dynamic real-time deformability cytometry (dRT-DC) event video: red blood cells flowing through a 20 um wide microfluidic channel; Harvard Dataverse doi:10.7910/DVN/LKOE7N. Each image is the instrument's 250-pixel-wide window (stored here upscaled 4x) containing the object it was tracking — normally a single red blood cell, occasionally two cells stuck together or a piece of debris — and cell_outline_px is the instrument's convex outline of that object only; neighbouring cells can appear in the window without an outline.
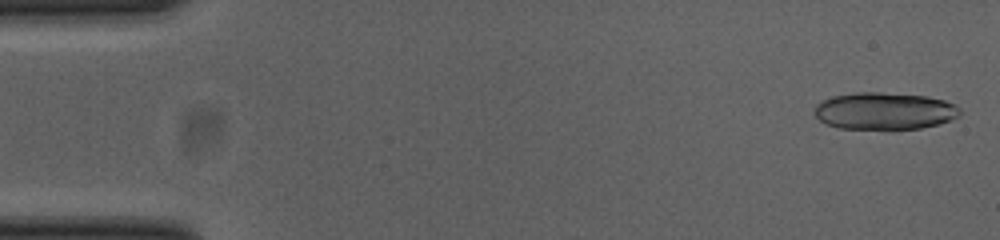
{"species": "common noctule bat (a hibernating species)", "species_latin": "Nyctalus noctula", "temperature_condition": "cold", "stored_images_in_passage": 18, "camera_frame_rate_fps": 3000, "um_per_image_px": 0.085, "animal": {"sex": "female", "body_mass_g": 23.0, "forearm_length_mm": 53.4}, "frame": {"image": 1, "passage_image": 2, "time_ms": 0.333, "image_size_px": [1000, 240], "cell_outline_px": [[960, 116], [952, 120], [920, 128], [892, 132], [836, 128], [820, 120], [816, 116], [816, 104], [832, 96], [856, 92], [880, 92], [928, 96], [944, 100], [960, 108]], "centroid_in_image_um": [75.19, 9.48], "position_along_channel_um": 9.8, "area_um2": 32.37}}